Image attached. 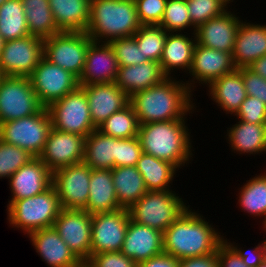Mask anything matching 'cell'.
<instances>
[{
  "label": "cell",
  "instance_id": "14",
  "mask_svg": "<svg viewBox=\"0 0 266 267\" xmlns=\"http://www.w3.org/2000/svg\"><path fill=\"white\" fill-rule=\"evenodd\" d=\"M130 221L128 209L92 215L90 257L103 252H121Z\"/></svg>",
  "mask_w": 266,
  "mask_h": 267
},
{
  "label": "cell",
  "instance_id": "41",
  "mask_svg": "<svg viewBox=\"0 0 266 267\" xmlns=\"http://www.w3.org/2000/svg\"><path fill=\"white\" fill-rule=\"evenodd\" d=\"M33 158L25 149L0 140V179H9L21 166Z\"/></svg>",
  "mask_w": 266,
  "mask_h": 267
},
{
  "label": "cell",
  "instance_id": "52",
  "mask_svg": "<svg viewBox=\"0 0 266 267\" xmlns=\"http://www.w3.org/2000/svg\"><path fill=\"white\" fill-rule=\"evenodd\" d=\"M249 68L266 79V55L254 61Z\"/></svg>",
  "mask_w": 266,
  "mask_h": 267
},
{
  "label": "cell",
  "instance_id": "55",
  "mask_svg": "<svg viewBox=\"0 0 266 267\" xmlns=\"http://www.w3.org/2000/svg\"><path fill=\"white\" fill-rule=\"evenodd\" d=\"M221 2H223L227 7H230V3L233 2L234 0H220ZM229 5V6H228Z\"/></svg>",
  "mask_w": 266,
  "mask_h": 267
},
{
  "label": "cell",
  "instance_id": "49",
  "mask_svg": "<svg viewBox=\"0 0 266 267\" xmlns=\"http://www.w3.org/2000/svg\"><path fill=\"white\" fill-rule=\"evenodd\" d=\"M217 257L219 267H248L225 241L219 246Z\"/></svg>",
  "mask_w": 266,
  "mask_h": 267
},
{
  "label": "cell",
  "instance_id": "30",
  "mask_svg": "<svg viewBox=\"0 0 266 267\" xmlns=\"http://www.w3.org/2000/svg\"><path fill=\"white\" fill-rule=\"evenodd\" d=\"M55 24L60 31L86 32L90 0H48Z\"/></svg>",
  "mask_w": 266,
  "mask_h": 267
},
{
  "label": "cell",
  "instance_id": "33",
  "mask_svg": "<svg viewBox=\"0 0 266 267\" xmlns=\"http://www.w3.org/2000/svg\"><path fill=\"white\" fill-rule=\"evenodd\" d=\"M135 167L142 175L148 191L172 190L170 187L179 170L172 163L145 153L140 155Z\"/></svg>",
  "mask_w": 266,
  "mask_h": 267
},
{
  "label": "cell",
  "instance_id": "31",
  "mask_svg": "<svg viewBox=\"0 0 266 267\" xmlns=\"http://www.w3.org/2000/svg\"><path fill=\"white\" fill-rule=\"evenodd\" d=\"M117 138L103 134L97 128L85 138L82 162L91 169L116 167Z\"/></svg>",
  "mask_w": 266,
  "mask_h": 267
},
{
  "label": "cell",
  "instance_id": "32",
  "mask_svg": "<svg viewBox=\"0 0 266 267\" xmlns=\"http://www.w3.org/2000/svg\"><path fill=\"white\" fill-rule=\"evenodd\" d=\"M111 173L121 208L129 209L148 191L142 175L135 166L114 167Z\"/></svg>",
  "mask_w": 266,
  "mask_h": 267
},
{
  "label": "cell",
  "instance_id": "40",
  "mask_svg": "<svg viewBox=\"0 0 266 267\" xmlns=\"http://www.w3.org/2000/svg\"><path fill=\"white\" fill-rule=\"evenodd\" d=\"M189 16L192 22L193 33L196 29L222 15L229 8L220 0H186Z\"/></svg>",
  "mask_w": 266,
  "mask_h": 267
},
{
  "label": "cell",
  "instance_id": "8",
  "mask_svg": "<svg viewBox=\"0 0 266 267\" xmlns=\"http://www.w3.org/2000/svg\"><path fill=\"white\" fill-rule=\"evenodd\" d=\"M92 41L87 32L61 31L44 39L43 57L79 79L84 69L87 49Z\"/></svg>",
  "mask_w": 266,
  "mask_h": 267
},
{
  "label": "cell",
  "instance_id": "12",
  "mask_svg": "<svg viewBox=\"0 0 266 267\" xmlns=\"http://www.w3.org/2000/svg\"><path fill=\"white\" fill-rule=\"evenodd\" d=\"M32 88L44 108L60 100L78 86V78L71 72L50 63L44 57L29 76Z\"/></svg>",
  "mask_w": 266,
  "mask_h": 267
},
{
  "label": "cell",
  "instance_id": "19",
  "mask_svg": "<svg viewBox=\"0 0 266 267\" xmlns=\"http://www.w3.org/2000/svg\"><path fill=\"white\" fill-rule=\"evenodd\" d=\"M240 17L226 10L222 15L200 25L196 31V42L207 48L233 53Z\"/></svg>",
  "mask_w": 266,
  "mask_h": 267
},
{
  "label": "cell",
  "instance_id": "50",
  "mask_svg": "<svg viewBox=\"0 0 266 267\" xmlns=\"http://www.w3.org/2000/svg\"><path fill=\"white\" fill-rule=\"evenodd\" d=\"M179 267H219L217 252L179 260Z\"/></svg>",
  "mask_w": 266,
  "mask_h": 267
},
{
  "label": "cell",
  "instance_id": "35",
  "mask_svg": "<svg viewBox=\"0 0 266 267\" xmlns=\"http://www.w3.org/2000/svg\"><path fill=\"white\" fill-rule=\"evenodd\" d=\"M237 199L240 209L253 217L264 218L266 223V171L250 178L239 188Z\"/></svg>",
  "mask_w": 266,
  "mask_h": 267
},
{
  "label": "cell",
  "instance_id": "43",
  "mask_svg": "<svg viewBox=\"0 0 266 267\" xmlns=\"http://www.w3.org/2000/svg\"><path fill=\"white\" fill-rule=\"evenodd\" d=\"M137 15L142 25H159L167 0H134Z\"/></svg>",
  "mask_w": 266,
  "mask_h": 267
},
{
  "label": "cell",
  "instance_id": "10",
  "mask_svg": "<svg viewBox=\"0 0 266 267\" xmlns=\"http://www.w3.org/2000/svg\"><path fill=\"white\" fill-rule=\"evenodd\" d=\"M42 108L29 77L1 76L0 124L34 115Z\"/></svg>",
  "mask_w": 266,
  "mask_h": 267
},
{
  "label": "cell",
  "instance_id": "7",
  "mask_svg": "<svg viewBox=\"0 0 266 267\" xmlns=\"http://www.w3.org/2000/svg\"><path fill=\"white\" fill-rule=\"evenodd\" d=\"M51 128L50 114L43 107L34 115L1 123L0 140L25 149L33 157H39Z\"/></svg>",
  "mask_w": 266,
  "mask_h": 267
},
{
  "label": "cell",
  "instance_id": "29",
  "mask_svg": "<svg viewBox=\"0 0 266 267\" xmlns=\"http://www.w3.org/2000/svg\"><path fill=\"white\" fill-rule=\"evenodd\" d=\"M121 209L109 169H92L85 211L91 215Z\"/></svg>",
  "mask_w": 266,
  "mask_h": 267
},
{
  "label": "cell",
  "instance_id": "26",
  "mask_svg": "<svg viewBox=\"0 0 266 267\" xmlns=\"http://www.w3.org/2000/svg\"><path fill=\"white\" fill-rule=\"evenodd\" d=\"M166 78L159 62L147 61L131 66H119L115 83L130 97L135 92L157 85Z\"/></svg>",
  "mask_w": 266,
  "mask_h": 267
},
{
  "label": "cell",
  "instance_id": "11",
  "mask_svg": "<svg viewBox=\"0 0 266 267\" xmlns=\"http://www.w3.org/2000/svg\"><path fill=\"white\" fill-rule=\"evenodd\" d=\"M44 54V40L35 36L6 41L0 53L3 76L29 77Z\"/></svg>",
  "mask_w": 266,
  "mask_h": 267
},
{
  "label": "cell",
  "instance_id": "1",
  "mask_svg": "<svg viewBox=\"0 0 266 267\" xmlns=\"http://www.w3.org/2000/svg\"><path fill=\"white\" fill-rule=\"evenodd\" d=\"M192 96L184 81L167 77L157 85L132 94L129 104L141 125L187 118L197 107Z\"/></svg>",
  "mask_w": 266,
  "mask_h": 267
},
{
  "label": "cell",
  "instance_id": "42",
  "mask_svg": "<svg viewBox=\"0 0 266 267\" xmlns=\"http://www.w3.org/2000/svg\"><path fill=\"white\" fill-rule=\"evenodd\" d=\"M109 43L114 50L119 66H131L148 61L133 36L114 39Z\"/></svg>",
  "mask_w": 266,
  "mask_h": 267
},
{
  "label": "cell",
  "instance_id": "22",
  "mask_svg": "<svg viewBox=\"0 0 266 267\" xmlns=\"http://www.w3.org/2000/svg\"><path fill=\"white\" fill-rule=\"evenodd\" d=\"M163 252V233L130 219L121 253L140 263Z\"/></svg>",
  "mask_w": 266,
  "mask_h": 267
},
{
  "label": "cell",
  "instance_id": "21",
  "mask_svg": "<svg viewBox=\"0 0 266 267\" xmlns=\"http://www.w3.org/2000/svg\"><path fill=\"white\" fill-rule=\"evenodd\" d=\"M8 180L11 191L9 200H20L49 189L52 186V172L38 157H34Z\"/></svg>",
  "mask_w": 266,
  "mask_h": 267
},
{
  "label": "cell",
  "instance_id": "13",
  "mask_svg": "<svg viewBox=\"0 0 266 267\" xmlns=\"http://www.w3.org/2000/svg\"><path fill=\"white\" fill-rule=\"evenodd\" d=\"M91 168L81 162L69 165L52 173L62 209L85 210L89 198Z\"/></svg>",
  "mask_w": 266,
  "mask_h": 267
},
{
  "label": "cell",
  "instance_id": "3",
  "mask_svg": "<svg viewBox=\"0 0 266 267\" xmlns=\"http://www.w3.org/2000/svg\"><path fill=\"white\" fill-rule=\"evenodd\" d=\"M187 118L164 122L145 123L139 126L138 138L142 152L175 165L178 169L189 164L192 151L191 132Z\"/></svg>",
  "mask_w": 266,
  "mask_h": 267
},
{
  "label": "cell",
  "instance_id": "4",
  "mask_svg": "<svg viewBox=\"0 0 266 267\" xmlns=\"http://www.w3.org/2000/svg\"><path fill=\"white\" fill-rule=\"evenodd\" d=\"M141 26L134 0H90L86 32L93 41L131 37Z\"/></svg>",
  "mask_w": 266,
  "mask_h": 267
},
{
  "label": "cell",
  "instance_id": "16",
  "mask_svg": "<svg viewBox=\"0 0 266 267\" xmlns=\"http://www.w3.org/2000/svg\"><path fill=\"white\" fill-rule=\"evenodd\" d=\"M235 69L231 53L207 48L196 42L192 65L188 72L192 79L185 81V83L193 92L197 83L208 87L213 81Z\"/></svg>",
  "mask_w": 266,
  "mask_h": 267
},
{
  "label": "cell",
  "instance_id": "53",
  "mask_svg": "<svg viewBox=\"0 0 266 267\" xmlns=\"http://www.w3.org/2000/svg\"><path fill=\"white\" fill-rule=\"evenodd\" d=\"M76 267H91L88 263H87V261H82L78 266H76Z\"/></svg>",
  "mask_w": 266,
  "mask_h": 267
},
{
  "label": "cell",
  "instance_id": "34",
  "mask_svg": "<svg viewBox=\"0 0 266 267\" xmlns=\"http://www.w3.org/2000/svg\"><path fill=\"white\" fill-rule=\"evenodd\" d=\"M30 35L47 39L60 33L48 0H22Z\"/></svg>",
  "mask_w": 266,
  "mask_h": 267
},
{
  "label": "cell",
  "instance_id": "6",
  "mask_svg": "<svg viewBox=\"0 0 266 267\" xmlns=\"http://www.w3.org/2000/svg\"><path fill=\"white\" fill-rule=\"evenodd\" d=\"M178 195L172 190L147 191L128 209L130 219L163 233L190 206Z\"/></svg>",
  "mask_w": 266,
  "mask_h": 267
},
{
  "label": "cell",
  "instance_id": "39",
  "mask_svg": "<svg viewBox=\"0 0 266 267\" xmlns=\"http://www.w3.org/2000/svg\"><path fill=\"white\" fill-rule=\"evenodd\" d=\"M159 26L167 32H184L187 28L193 32L186 0H167Z\"/></svg>",
  "mask_w": 266,
  "mask_h": 267
},
{
  "label": "cell",
  "instance_id": "27",
  "mask_svg": "<svg viewBox=\"0 0 266 267\" xmlns=\"http://www.w3.org/2000/svg\"><path fill=\"white\" fill-rule=\"evenodd\" d=\"M209 98L226 114L235 115L247 97L242 74L238 69L223 75L209 86Z\"/></svg>",
  "mask_w": 266,
  "mask_h": 267
},
{
  "label": "cell",
  "instance_id": "15",
  "mask_svg": "<svg viewBox=\"0 0 266 267\" xmlns=\"http://www.w3.org/2000/svg\"><path fill=\"white\" fill-rule=\"evenodd\" d=\"M53 227L81 261L90 258L92 227L90 213L85 210L62 209Z\"/></svg>",
  "mask_w": 266,
  "mask_h": 267
},
{
  "label": "cell",
  "instance_id": "54",
  "mask_svg": "<svg viewBox=\"0 0 266 267\" xmlns=\"http://www.w3.org/2000/svg\"><path fill=\"white\" fill-rule=\"evenodd\" d=\"M4 43H5V41H4L3 37L0 35V53H1V50L4 46Z\"/></svg>",
  "mask_w": 266,
  "mask_h": 267
},
{
  "label": "cell",
  "instance_id": "2",
  "mask_svg": "<svg viewBox=\"0 0 266 267\" xmlns=\"http://www.w3.org/2000/svg\"><path fill=\"white\" fill-rule=\"evenodd\" d=\"M202 215L189 206L163 232L164 253L181 260L217 252L225 236Z\"/></svg>",
  "mask_w": 266,
  "mask_h": 267
},
{
  "label": "cell",
  "instance_id": "46",
  "mask_svg": "<svg viewBox=\"0 0 266 267\" xmlns=\"http://www.w3.org/2000/svg\"><path fill=\"white\" fill-rule=\"evenodd\" d=\"M87 263L91 267H137V263L121 252H103L92 255Z\"/></svg>",
  "mask_w": 266,
  "mask_h": 267
},
{
  "label": "cell",
  "instance_id": "56",
  "mask_svg": "<svg viewBox=\"0 0 266 267\" xmlns=\"http://www.w3.org/2000/svg\"><path fill=\"white\" fill-rule=\"evenodd\" d=\"M256 267H266V259L260 264H258Z\"/></svg>",
  "mask_w": 266,
  "mask_h": 267
},
{
  "label": "cell",
  "instance_id": "58",
  "mask_svg": "<svg viewBox=\"0 0 266 267\" xmlns=\"http://www.w3.org/2000/svg\"><path fill=\"white\" fill-rule=\"evenodd\" d=\"M7 0H0V6L4 3V2H6Z\"/></svg>",
  "mask_w": 266,
  "mask_h": 267
},
{
  "label": "cell",
  "instance_id": "18",
  "mask_svg": "<svg viewBox=\"0 0 266 267\" xmlns=\"http://www.w3.org/2000/svg\"><path fill=\"white\" fill-rule=\"evenodd\" d=\"M119 64L110 43L92 41L86 52L79 86L113 83L116 81Z\"/></svg>",
  "mask_w": 266,
  "mask_h": 267
},
{
  "label": "cell",
  "instance_id": "57",
  "mask_svg": "<svg viewBox=\"0 0 266 267\" xmlns=\"http://www.w3.org/2000/svg\"><path fill=\"white\" fill-rule=\"evenodd\" d=\"M262 226H263L262 230L264 229V232L266 233V223Z\"/></svg>",
  "mask_w": 266,
  "mask_h": 267
},
{
  "label": "cell",
  "instance_id": "25",
  "mask_svg": "<svg viewBox=\"0 0 266 267\" xmlns=\"http://www.w3.org/2000/svg\"><path fill=\"white\" fill-rule=\"evenodd\" d=\"M188 34H192L191 37ZM168 32L163 54L159 61L167 77H172L174 70L187 73L192 65L193 51L196 44L195 33ZM193 37V38H192ZM177 69V70H176Z\"/></svg>",
  "mask_w": 266,
  "mask_h": 267
},
{
  "label": "cell",
  "instance_id": "51",
  "mask_svg": "<svg viewBox=\"0 0 266 267\" xmlns=\"http://www.w3.org/2000/svg\"><path fill=\"white\" fill-rule=\"evenodd\" d=\"M137 267H179V259L163 252L146 261L137 263Z\"/></svg>",
  "mask_w": 266,
  "mask_h": 267
},
{
  "label": "cell",
  "instance_id": "28",
  "mask_svg": "<svg viewBox=\"0 0 266 267\" xmlns=\"http://www.w3.org/2000/svg\"><path fill=\"white\" fill-rule=\"evenodd\" d=\"M227 142L237 154H266V124H254L237 121L227 129Z\"/></svg>",
  "mask_w": 266,
  "mask_h": 267
},
{
  "label": "cell",
  "instance_id": "23",
  "mask_svg": "<svg viewBox=\"0 0 266 267\" xmlns=\"http://www.w3.org/2000/svg\"><path fill=\"white\" fill-rule=\"evenodd\" d=\"M28 238L48 267H76L82 262L60 238L54 227L34 231Z\"/></svg>",
  "mask_w": 266,
  "mask_h": 267
},
{
  "label": "cell",
  "instance_id": "45",
  "mask_svg": "<svg viewBox=\"0 0 266 267\" xmlns=\"http://www.w3.org/2000/svg\"><path fill=\"white\" fill-rule=\"evenodd\" d=\"M241 120L254 124H266V104L258 98L247 95L240 109L234 115Z\"/></svg>",
  "mask_w": 266,
  "mask_h": 267
},
{
  "label": "cell",
  "instance_id": "9",
  "mask_svg": "<svg viewBox=\"0 0 266 267\" xmlns=\"http://www.w3.org/2000/svg\"><path fill=\"white\" fill-rule=\"evenodd\" d=\"M47 109L52 127L59 131L87 137L97 128L91 120L87 95L81 86Z\"/></svg>",
  "mask_w": 266,
  "mask_h": 267
},
{
  "label": "cell",
  "instance_id": "38",
  "mask_svg": "<svg viewBox=\"0 0 266 267\" xmlns=\"http://www.w3.org/2000/svg\"><path fill=\"white\" fill-rule=\"evenodd\" d=\"M167 33L159 25H142L133 37L148 61L159 62L163 54Z\"/></svg>",
  "mask_w": 266,
  "mask_h": 267
},
{
  "label": "cell",
  "instance_id": "37",
  "mask_svg": "<svg viewBox=\"0 0 266 267\" xmlns=\"http://www.w3.org/2000/svg\"><path fill=\"white\" fill-rule=\"evenodd\" d=\"M139 126L134 109L129 104L124 109L113 113L97 129L110 137L126 139L138 136Z\"/></svg>",
  "mask_w": 266,
  "mask_h": 267
},
{
  "label": "cell",
  "instance_id": "48",
  "mask_svg": "<svg viewBox=\"0 0 266 267\" xmlns=\"http://www.w3.org/2000/svg\"><path fill=\"white\" fill-rule=\"evenodd\" d=\"M224 241L236 252V254L242 258L243 262L248 267H256L258 264L263 262L266 259V239L263 241H260L261 243H258V245L254 246L251 251H245L240 247V245H236L233 241L230 242L229 239L226 237L224 238ZM229 241V242H228Z\"/></svg>",
  "mask_w": 266,
  "mask_h": 267
},
{
  "label": "cell",
  "instance_id": "5",
  "mask_svg": "<svg viewBox=\"0 0 266 267\" xmlns=\"http://www.w3.org/2000/svg\"><path fill=\"white\" fill-rule=\"evenodd\" d=\"M6 210L9 225L21 229L28 237L34 231L53 227L62 207L52 185L41 194L20 200H9Z\"/></svg>",
  "mask_w": 266,
  "mask_h": 267
},
{
  "label": "cell",
  "instance_id": "24",
  "mask_svg": "<svg viewBox=\"0 0 266 267\" xmlns=\"http://www.w3.org/2000/svg\"><path fill=\"white\" fill-rule=\"evenodd\" d=\"M266 55V24L241 21L237 30L232 60L236 69L249 67Z\"/></svg>",
  "mask_w": 266,
  "mask_h": 267
},
{
  "label": "cell",
  "instance_id": "36",
  "mask_svg": "<svg viewBox=\"0 0 266 267\" xmlns=\"http://www.w3.org/2000/svg\"><path fill=\"white\" fill-rule=\"evenodd\" d=\"M0 35L5 42L30 36L22 0H7L0 6Z\"/></svg>",
  "mask_w": 266,
  "mask_h": 267
},
{
  "label": "cell",
  "instance_id": "17",
  "mask_svg": "<svg viewBox=\"0 0 266 267\" xmlns=\"http://www.w3.org/2000/svg\"><path fill=\"white\" fill-rule=\"evenodd\" d=\"M85 138L82 135L62 132L52 127L38 158L52 173L59 168L81 163Z\"/></svg>",
  "mask_w": 266,
  "mask_h": 267
},
{
  "label": "cell",
  "instance_id": "47",
  "mask_svg": "<svg viewBox=\"0 0 266 267\" xmlns=\"http://www.w3.org/2000/svg\"><path fill=\"white\" fill-rule=\"evenodd\" d=\"M242 74L247 95L258 98L266 104V79L249 67L238 69Z\"/></svg>",
  "mask_w": 266,
  "mask_h": 267
},
{
  "label": "cell",
  "instance_id": "20",
  "mask_svg": "<svg viewBox=\"0 0 266 267\" xmlns=\"http://www.w3.org/2000/svg\"><path fill=\"white\" fill-rule=\"evenodd\" d=\"M81 87L87 95L91 120L96 127L130 103V97L115 82Z\"/></svg>",
  "mask_w": 266,
  "mask_h": 267
},
{
  "label": "cell",
  "instance_id": "44",
  "mask_svg": "<svg viewBox=\"0 0 266 267\" xmlns=\"http://www.w3.org/2000/svg\"><path fill=\"white\" fill-rule=\"evenodd\" d=\"M142 153L138 136L126 139L117 138L116 167L136 166Z\"/></svg>",
  "mask_w": 266,
  "mask_h": 267
}]
</instances>
